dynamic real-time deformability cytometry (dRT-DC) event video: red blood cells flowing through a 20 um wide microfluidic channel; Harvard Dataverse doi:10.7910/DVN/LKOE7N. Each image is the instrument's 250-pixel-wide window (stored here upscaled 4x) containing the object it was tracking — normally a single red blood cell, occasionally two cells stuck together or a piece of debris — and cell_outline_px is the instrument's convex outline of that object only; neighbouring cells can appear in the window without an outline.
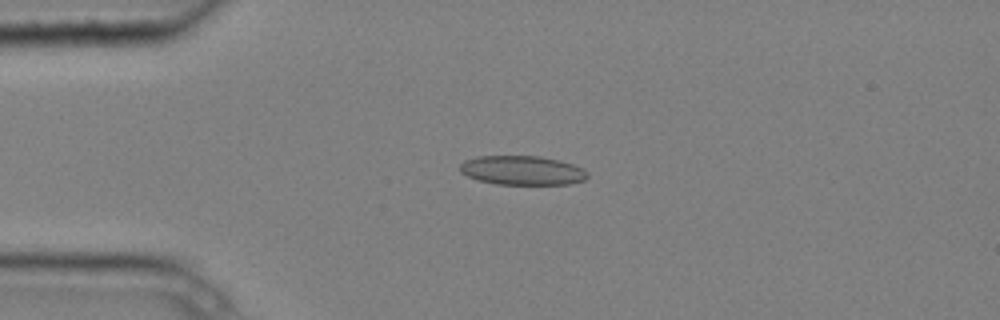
{"species": "common noctule bat (a hibernating species)", "species_latin": "Nyctalus noctula", "temperature_condition": "cold", "stored_images_in_passage": 6, "camera_frame_rate_fps": 3000, "um_per_image_px": 0.085, "animal": {"sex": "male", "body_mass_g": 20.4}, "frame": {"image": 1, "passage_image": 4, "time_ms": 1.0, "image_size_px": [1000, 320], "cell_outline_px": [[588, 176], [584, 180], [568, 184], [496, 184], [476, 180], [460, 172], [460, 164], [464, 160], [476, 156], [540, 156], [560, 160], [584, 168], [588, 172]], "centroid_in_image_um": [44.38, 14.48], "position_along_channel_um": 40.6, "area_um2": 21.85}}
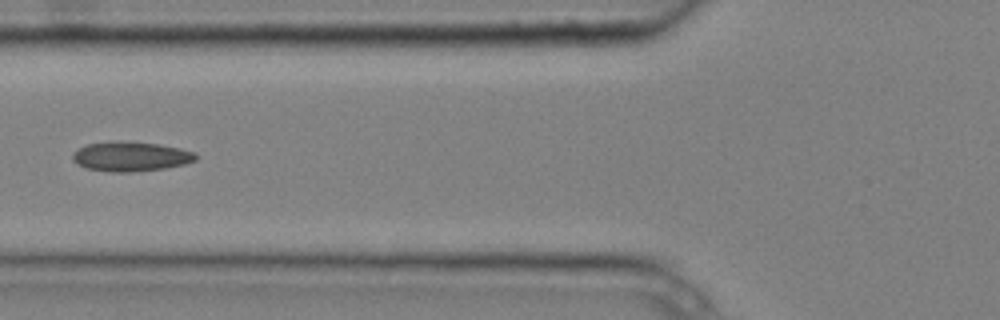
{"frame": {"image": 2, "passage_image": 6, "time_ms": 1.667, "image_size_px": [1000, 320], "cell_outline_px": [[196, 160], [184, 164], [164, 168], [132, 172], [108, 172], [88, 168], [76, 164], [72, 160], [72, 152], [88, 144], [156, 144], [180, 148], [196, 152]], "centroid_in_image_um": [11.13, 13.36], "position_along_channel_um": 114.7, "area_um2": 20.29}}